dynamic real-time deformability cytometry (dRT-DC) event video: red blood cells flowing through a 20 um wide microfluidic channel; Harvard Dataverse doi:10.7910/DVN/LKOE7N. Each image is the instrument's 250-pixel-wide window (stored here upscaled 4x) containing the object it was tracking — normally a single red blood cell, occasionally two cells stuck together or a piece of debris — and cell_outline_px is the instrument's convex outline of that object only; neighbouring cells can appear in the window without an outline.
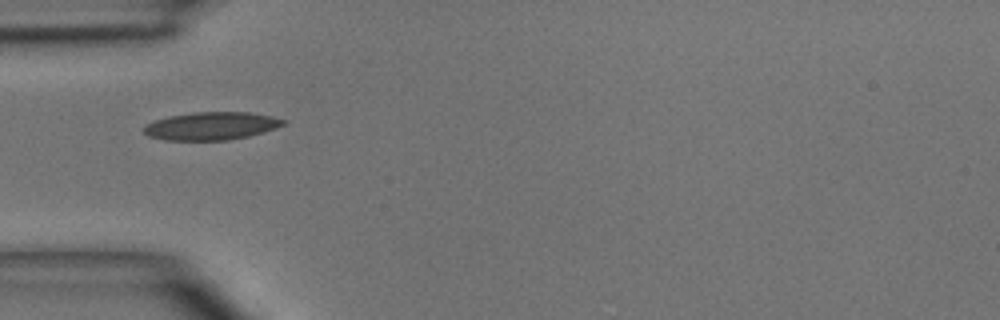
{"species": "common noctule bat (a hibernating species)", "species_latin": "Nyctalus noctula", "temperature_condition": "room temperature", "stored_images_in_passage": 1, "camera_frame_rate_fps": 3000, "um_per_image_px": 0.085, "animal": {"sex": "male", "body_mass_g": 15.6}, "frame": {"image": 1, "passage_image": 1, "time_ms": 0.0, "image_size_px": [1000, 320], "cell_outline_px": [[288, 120], [284, 124], [276, 128], [248, 136], [228, 140], [164, 140], [148, 136], [144, 132], [144, 124], [168, 116], [192, 112], [248, 112], [272, 116]], "centroid_in_image_um": [17.95, 10.7], "position_along_channel_um": 67.0, "area_um2": 22.72}}